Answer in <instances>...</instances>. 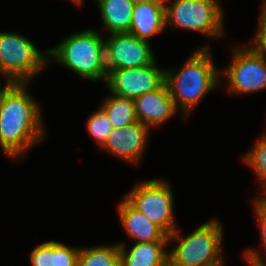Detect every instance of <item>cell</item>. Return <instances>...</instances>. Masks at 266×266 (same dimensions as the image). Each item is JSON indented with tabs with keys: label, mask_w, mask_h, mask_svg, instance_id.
<instances>
[{
	"label": "cell",
	"mask_w": 266,
	"mask_h": 266,
	"mask_svg": "<svg viewBox=\"0 0 266 266\" xmlns=\"http://www.w3.org/2000/svg\"><path fill=\"white\" fill-rule=\"evenodd\" d=\"M101 20L110 34L129 32L134 3L131 0H97Z\"/></svg>",
	"instance_id": "16"
},
{
	"label": "cell",
	"mask_w": 266,
	"mask_h": 266,
	"mask_svg": "<svg viewBox=\"0 0 266 266\" xmlns=\"http://www.w3.org/2000/svg\"><path fill=\"white\" fill-rule=\"evenodd\" d=\"M124 198L168 235L176 230L173 216L174 198L169 184L160 179L149 180L137 184Z\"/></svg>",
	"instance_id": "7"
},
{
	"label": "cell",
	"mask_w": 266,
	"mask_h": 266,
	"mask_svg": "<svg viewBox=\"0 0 266 266\" xmlns=\"http://www.w3.org/2000/svg\"><path fill=\"white\" fill-rule=\"evenodd\" d=\"M165 74L176 108L181 106L187 116L197 102L220 83V71L212 63L209 46L196 50L179 72L166 70Z\"/></svg>",
	"instance_id": "2"
},
{
	"label": "cell",
	"mask_w": 266,
	"mask_h": 266,
	"mask_svg": "<svg viewBox=\"0 0 266 266\" xmlns=\"http://www.w3.org/2000/svg\"><path fill=\"white\" fill-rule=\"evenodd\" d=\"M71 1L75 2V4H77V5H81V3H82V0H71Z\"/></svg>",
	"instance_id": "28"
},
{
	"label": "cell",
	"mask_w": 266,
	"mask_h": 266,
	"mask_svg": "<svg viewBox=\"0 0 266 266\" xmlns=\"http://www.w3.org/2000/svg\"><path fill=\"white\" fill-rule=\"evenodd\" d=\"M165 72L154 62L144 67L111 70L105 82L112 94L134 100L161 88L165 84Z\"/></svg>",
	"instance_id": "9"
},
{
	"label": "cell",
	"mask_w": 266,
	"mask_h": 266,
	"mask_svg": "<svg viewBox=\"0 0 266 266\" xmlns=\"http://www.w3.org/2000/svg\"><path fill=\"white\" fill-rule=\"evenodd\" d=\"M259 18L260 25L252 47L266 61V1L264 2Z\"/></svg>",
	"instance_id": "22"
},
{
	"label": "cell",
	"mask_w": 266,
	"mask_h": 266,
	"mask_svg": "<svg viewBox=\"0 0 266 266\" xmlns=\"http://www.w3.org/2000/svg\"><path fill=\"white\" fill-rule=\"evenodd\" d=\"M228 69L220 71L228 76L231 93H250L266 89V61L253 47L236 48Z\"/></svg>",
	"instance_id": "8"
},
{
	"label": "cell",
	"mask_w": 266,
	"mask_h": 266,
	"mask_svg": "<svg viewBox=\"0 0 266 266\" xmlns=\"http://www.w3.org/2000/svg\"><path fill=\"white\" fill-rule=\"evenodd\" d=\"M254 206L257 218L259 219L261 238L264 245V251L266 252V195L261 198H254Z\"/></svg>",
	"instance_id": "24"
},
{
	"label": "cell",
	"mask_w": 266,
	"mask_h": 266,
	"mask_svg": "<svg viewBox=\"0 0 266 266\" xmlns=\"http://www.w3.org/2000/svg\"><path fill=\"white\" fill-rule=\"evenodd\" d=\"M77 266H121L119 245L80 248Z\"/></svg>",
	"instance_id": "18"
},
{
	"label": "cell",
	"mask_w": 266,
	"mask_h": 266,
	"mask_svg": "<svg viewBox=\"0 0 266 266\" xmlns=\"http://www.w3.org/2000/svg\"><path fill=\"white\" fill-rule=\"evenodd\" d=\"M164 0L134 4L129 33L147 42L152 35L166 27Z\"/></svg>",
	"instance_id": "13"
},
{
	"label": "cell",
	"mask_w": 266,
	"mask_h": 266,
	"mask_svg": "<svg viewBox=\"0 0 266 266\" xmlns=\"http://www.w3.org/2000/svg\"><path fill=\"white\" fill-rule=\"evenodd\" d=\"M12 83H13V82L7 77L6 86L4 85L3 88H1V86H0V101H1V98H2L3 94L5 93V91L8 89V87H9Z\"/></svg>",
	"instance_id": "26"
},
{
	"label": "cell",
	"mask_w": 266,
	"mask_h": 266,
	"mask_svg": "<svg viewBox=\"0 0 266 266\" xmlns=\"http://www.w3.org/2000/svg\"><path fill=\"white\" fill-rule=\"evenodd\" d=\"M244 255H245V259L250 264V266H266V263L263 262V260L261 259L262 257L258 255L257 251L253 249H248L244 253Z\"/></svg>",
	"instance_id": "25"
},
{
	"label": "cell",
	"mask_w": 266,
	"mask_h": 266,
	"mask_svg": "<svg viewBox=\"0 0 266 266\" xmlns=\"http://www.w3.org/2000/svg\"><path fill=\"white\" fill-rule=\"evenodd\" d=\"M222 225L216 220L202 224L188 236L176 229L168 240H179L169 253V266H223L221 257Z\"/></svg>",
	"instance_id": "4"
},
{
	"label": "cell",
	"mask_w": 266,
	"mask_h": 266,
	"mask_svg": "<svg viewBox=\"0 0 266 266\" xmlns=\"http://www.w3.org/2000/svg\"><path fill=\"white\" fill-rule=\"evenodd\" d=\"M79 250L56 242V266H77Z\"/></svg>",
	"instance_id": "23"
},
{
	"label": "cell",
	"mask_w": 266,
	"mask_h": 266,
	"mask_svg": "<svg viewBox=\"0 0 266 266\" xmlns=\"http://www.w3.org/2000/svg\"><path fill=\"white\" fill-rule=\"evenodd\" d=\"M121 223L129 235L137 243L156 242L168 239L169 235L147 216L135 209L125 198L118 207Z\"/></svg>",
	"instance_id": "14"
},
{
	"label": "cell",
	"mask_w": 266,
	"mask_h": 266,
	"mask_svg": "<svg viewBox=\"0 0 266 266\" xmlns=\"http://www.w3.org/2000/svg\"><path fill=\"white\" fill-rule=\"evenodd\" d=\"M223 13L217 0H175L165 5L166 26L199 31L216 38L224 33Z\"/></svg>",
	"instance_id": "6"
},
{
	"label": "cell",
	"mask_w": 266,
	"mask_h": 266,
	"mask_svg": "<svg viewBox=\"0 0 266 266\" xmlns=\"http://www.w3.org/2000/svg\"><path fill=\"white\" fill-rule=\"evenodd\" d=\"M48 56L84 78L107 80L105 40L92 29L72 34L48 50Z\"/></svg>",
	"instance_id": "3"
},
{
	"label": "cell",
	"mask_w": 266,
	"mask_h": 266,
	"mask_svg": "<svg viewBox=\"0 0 266 266\" xmlns=\"http://www.w3.org/2000/svg\"><path fill=\"white\" fill-rule=\"evenodd\" d=\"M168 239L156 242L135 243L128 252L126 247L119 245L121 266H169V254L163 250Z\"/></svg>",
	"instance_id": "15"
},
{
	"label": "cell",
	"mask_w": 266,
	"mask_h": 266,
	"mask_svg": "<svg viewBox=\"0 0 266 266\" xmlns=\"http://www.w3.org/2000/svg\"><path fill=\"white\" fill-rule=\"evenodd\" d=\"M149 42L129 32L112 33L105 41L107 73L115 69L144 67L155 62Z\"/></svg>",
	"instance_id": "10"
},
{
	"label": "cell",
	"mask_w": 266,
	"mask_h": 266,
	"mask_svg": "<svg viewBox=\"0 0 266 266\" xmlns=\"http://www.w3.org/2000/svg\"><path fill=\"white\" fill-rule=\"evenodd\" d=\"M46 55L48 51H38L24 36L0 32V72L8 76L13 83H29V79L50 62Z\"/></svg>",
	"instance_id": "5"
},
{
	"label": "cell",
	"mask_w": 266,
	"mask_h": 266,
	"mask_svg": "<svg viewBox=\"0 0 266 266\" xmlns=\"http://www.w3.org/2000/svg\"><path fill=\"white\" fill-rule=\"evenodd\" d=\"M149 129L139 121L125 127L113 128L102 148L122 159L137 163L146 147Z\"/></svg>",
	"instance_id": "11"
},
{
	"label": "cell",
	"mask_w": 266,
	"mask_h": 266,
	"mask_svg": "<svg viewBox=\"0 0 266 266\" xmlns=\"http://www.w3.org/2000/svg\"><path fill=\"white\" fill-rule=\"evenodd\" d=\"M134 4H139V3H144V2H148L150 0H131Z\"/></svg>",
	"instance_id": "27"
},
{
	"label": "cell",
	"mask_w": 266,
	"mask_h": 266,
	"mask_svg": "<svg viewBox=\"0 0 266 266\" xmlns=\"http://www.w3.org/2000/svg\"><path fill=\"white\" fill-rule=\"evenodd\" d=\"M27 84L12 83L0 101V146L10 157L25 155L44 136L41 111Z\"/></svg>",
	"instance_id": "1"
},
{
	"label": "cell",
	"mask_w": 266,
	"mask_h": 266,
	"mask_svg": "<svg viewBox=\"0 0 266 266\" xmlns=\"http://www.w3.org/2000/svg\"><path fill=\"white\" fill-rule=\"evenodd\" d=\"M244 160L255 170L264 187L263 194H266V134L254 145L251 152L245 155Z\"/></svg>",
	"instance_id": "19"
},
{
	"label": "cell",
	"mask_w": 266,
	"mask_h": 266,
	"mask_svg": "<svg viewBox=\"0 0 266 266\" xmlns=\"http://www.w3.org/2000/svg\"><path fill=\"white\" fill-rule=\"evenodd\" d=\"M136 117L144 125H161L176 113V106L165 83L161 88L134 99Z\"/></svg>",
	"instance_id": "12"
},
{
	"label": "cell",
	"mask_w": 266,
	"mask_h": 266,
	"mask_svg": "<svg viewBox=\"0 0 266 266\" xmlns=\"http://www.w3.org/2000/svg\"><path fill=\"white\" fill-rule=\"evenodd\" d=\"M112 129L109 118L101 107L100 110L92 114L87 121L88 133H90L100 147L105 144Z\"/></svg>",
	"instance_id": "20"
},
{
	"label": "cell",
	"mask_w": 266,
	"mask_h": 266,
	"mask_svg": "<svg viewBox=\"0 0 266 266\" xmlns=\"http://www.w3.org/2000/svg\"><path fill=\"white\" fill-rule=\"evenodd\" d=\"M101 105L106 112L112 128H121L137 122L133 99L111 94Z\"/></svg>",
	"instance_id": "17"
},
{
	"label": "cell",
	"mask_w": 266,
	"mask_h": 266,
	"mask_svg": "<svg viewBox=\"0 0 266 266\" xmlns=\"http://www.w3.org/2000/svg\"><path fill=\"white\" fill-rule=\"evenodd\" d=\"M32 266H56V241L42 243L30 253Z\"/></svg>",
	"instance_id": "21"
}]
</instances>
